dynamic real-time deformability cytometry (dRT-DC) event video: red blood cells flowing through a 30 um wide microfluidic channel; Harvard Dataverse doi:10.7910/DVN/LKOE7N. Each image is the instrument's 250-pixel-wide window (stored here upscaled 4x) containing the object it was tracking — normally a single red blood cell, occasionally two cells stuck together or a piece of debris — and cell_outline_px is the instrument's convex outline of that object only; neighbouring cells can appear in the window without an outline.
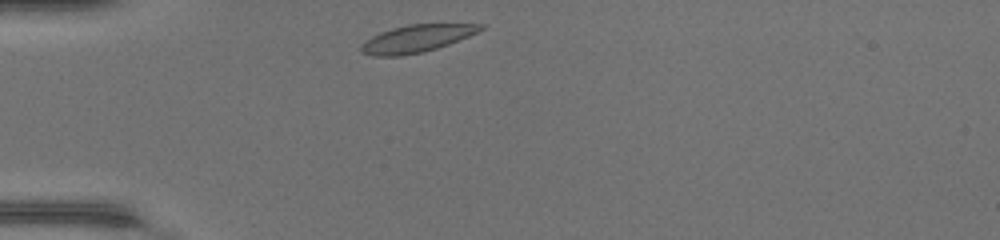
{"species": "common noctule bat (a hibernating species)", "species_latin": "Nyctalus noctula", "temperature_condition": "warm", "stored_images_in_passage": 29, "camera_frame_rate_fps": 3000, "um_per_image_px": 0.085, "animal": {"sex": "female", "body_mass_g": 17.0, "forearm_length_mm": 48.0}, "frame": {"image": 1, "passage_image": 1, "time_ms": 0.0, "image_size_px": [1000, 240], "cell_outline_px": [[484, 28], [468, 36], [448, 44], [424, 52], [404, 56], [372, 56], [360, 52], [360, 44], [364, 40], [380, 32], [392, 28], [408, 24], [484, 24]], "centroid_in_image_um": [35.33, 3.29], "position_along_channel_um": 49.7, "area_um2": 19.07}}
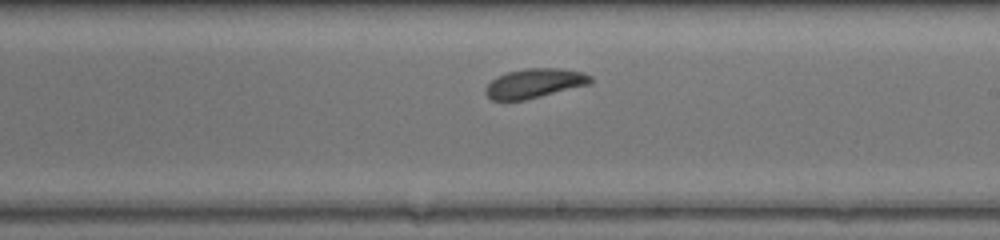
{"frame": {"image": 2, "passage_image": 16, "time_ms": 5.0, "image_size_px": [1000, 240], "cell_outline_px": [[592, 84], [524, 100], [492, 100], [484, 92], [488, 84], [496, 76], [508, 72], [524, 68], [560, 68], [584, 72], [592, 76]], "centroid_in_image_um": [45.47, 7.07], "position_along_channel_um": 243.5, "area_um2": 18.09}}
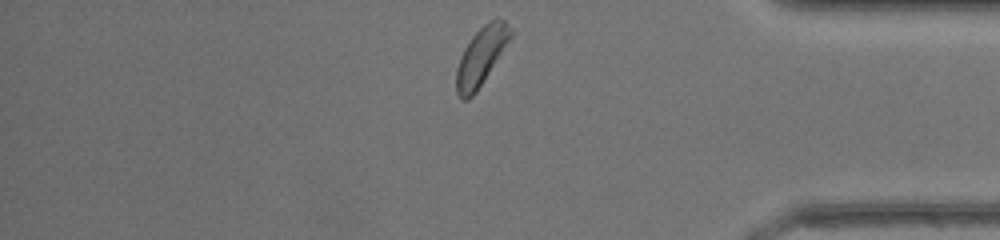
{"frame": {"image": 3, "passage_image": 28, "time_ms": 9.0, "image_size_px": [1000, 240], "cell_outline_px": [[512, 36], [476, 92], [468, 100], [460, 100], [456, 92], [456, 68], [460, 56], [464, 48], [472, 36], [488, 20], [496, 16], [504, 20], [512, 28]], "centroid_in_image_um": [40.88, 4.76], "position_along_channel_um": 394.3, "area_um2": 18.32}, "authors_computed_cell_mechanics": {"area_um2": 18.496, "velocity_mm_per_s": 4.3038, "shape_relaxation_time_tau1_ms": 1.528, "shape_relaxation_time_tau2_ms": 5.6402, "deformation_change_tau1": 0.0996, "deformation_change_tau2": 0.116}}